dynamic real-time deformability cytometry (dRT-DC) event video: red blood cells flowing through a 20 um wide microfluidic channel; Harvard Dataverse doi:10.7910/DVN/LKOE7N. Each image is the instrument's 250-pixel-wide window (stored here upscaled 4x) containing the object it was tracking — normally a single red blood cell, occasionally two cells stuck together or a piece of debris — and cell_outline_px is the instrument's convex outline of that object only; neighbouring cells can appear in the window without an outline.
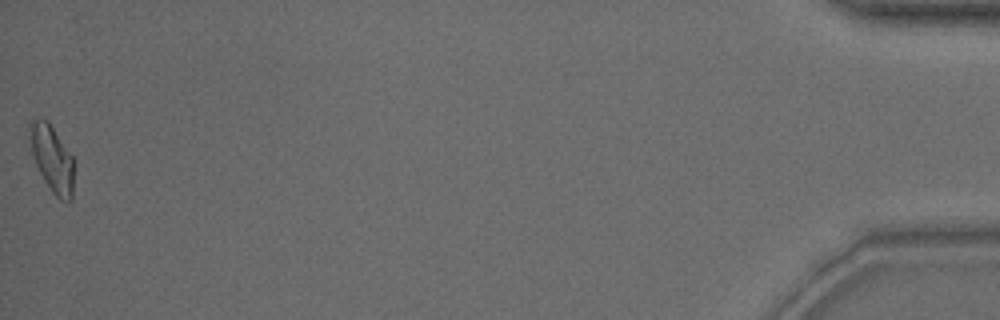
{"species": "common noctule bat (a hibernating species)", "species_latin": "Nyctalus noctula", "temperature_condition": "warm", "stored_images_in_passage": 38, "camera_frame_rate_fps": 3000, "um_per_image_px": 0.085, "animal": {"sex": "male", "body_mass_g": 15.6}, "frame": {"image": 1, "passage_image": 38, "time_ms": 12.333, "image_size_px": [1000, 320], "cell_outline_px": [[72, 200], [68, 204], [60, 200], [52, 192], [44, 180], [36, 164], [32, 152], [28, 128], [28, 124], [32, 120], [40, 116], [48, 120], [72, 156]], "centroid_in_image_um": [4.4, 13.46], "position_along_channel_um": 430.8, "area_um2": 17.05}, "authors_computed_cell_mechanics": {"area_um2": 16.6175, "velocity_mm_per_s": 3.8985, "shape_relaxation_time_tau1_ms": 4.6779, "shape_relaxation_time_tau2_ms": 2.8353, "deformation_change_tau1": 0.1853, "deformation_change_tau2": 0.1127}}